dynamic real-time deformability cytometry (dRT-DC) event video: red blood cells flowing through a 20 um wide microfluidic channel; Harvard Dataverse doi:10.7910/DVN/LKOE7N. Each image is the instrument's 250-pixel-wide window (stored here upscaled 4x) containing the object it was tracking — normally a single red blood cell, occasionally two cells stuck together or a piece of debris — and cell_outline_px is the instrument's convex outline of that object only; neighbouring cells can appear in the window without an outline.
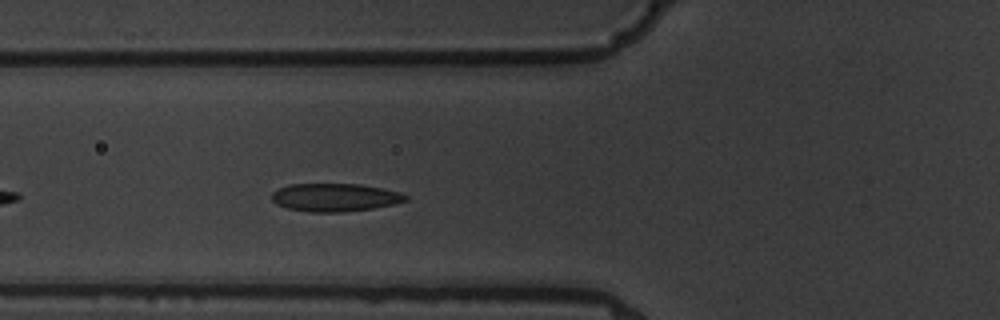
{"species": "common noctule bat (a hibernating species)", "species_latin": "Nyctalus noctula", "temperature_condition": "warm", "stored_images_in_passage": 5, "camera_frame_rate_fps": 3000, "um_per_image_px": 0.085, "animal": {"sex": "male", "body_mass_g": 19.5, "forearm_length_mm": 54.6}, "frame": {"image": 1, "passage_image": 5, "time_ms": 4.333, "image_size_px": [1000, 320], "cell_outline_px": [[408, 200], [396, 204], [372, 208], [344, 212], [308, 212], [288, 208], [276, 204], [272, 200], [272, 192], [276, 188], [288, 184], [360, 184], [400, 192], [408, 196]], "centroid_in_image_um": [28.45, 16.78], "position_along_channel_um": 97.4, "area_um2": 22.02}}